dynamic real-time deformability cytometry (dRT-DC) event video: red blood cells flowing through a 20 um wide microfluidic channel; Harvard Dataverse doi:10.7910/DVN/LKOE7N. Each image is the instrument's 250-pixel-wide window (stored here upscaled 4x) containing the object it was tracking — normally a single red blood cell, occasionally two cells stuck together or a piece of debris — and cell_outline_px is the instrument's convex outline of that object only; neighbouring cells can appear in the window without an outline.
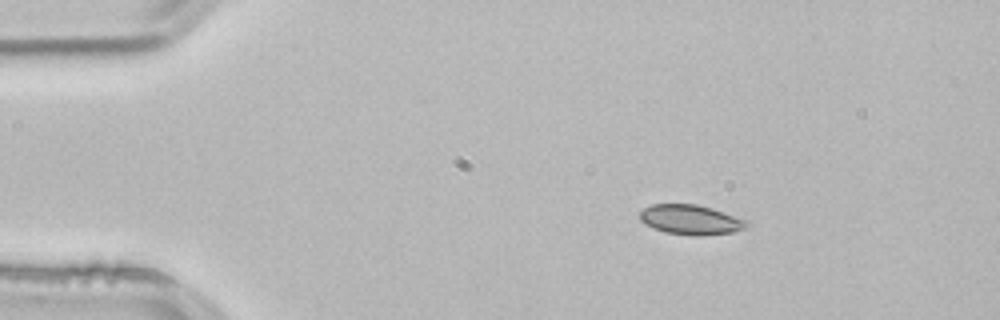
{"species": "common noctule bat (a hibernating species)", "species_latin": "Nyctalus noctula", "temperature_condition": "room temperature", "stored_images_in_passage": 45, "camera_frame_rate_fps": 3000, "um_per_image_px": 0.085, "animal": {"sex": "male", "body_mass_g": 21.5, "forearm_length_mm": 52.0}, "frame": {"image": 1, "passage_image": 1, "time_ms": 0.0, "image_size_px": [1000, 320], "cell_outline_px": [[748, 224], [744, 228], [732, 232], [700, 236], [696, 236], [664, 232], [652, 228], [644, 224], [640, 220], [640, 212], [644, 208], [652, 204], [696, 204], [712, 208], [748, 220]], "centroid_in_image_um": [58.69, 18.67], "position_along_channel_um": 26.3, "area_um2": 18.61}}
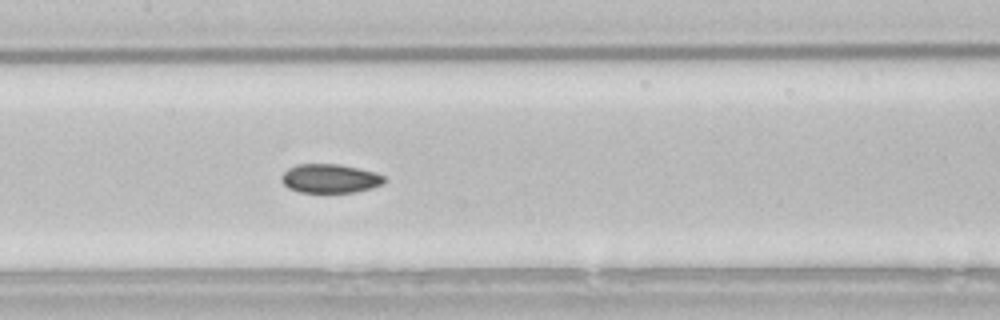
{"frame": {"image": 2, "passage_image": 18, "time_ms": 5.667, "image_size_px": [1000, 320], "cell_outline_px": [[388, 180], [372, 188], [356, 192], [300, 192], [288, 188], [280, 180], [280, 176], [288, 168], [296, 164], [340, 164], [376, 172], [384, 176]], "centroid_in_image_um": [28.04, 15.16], "position_along_channel_um": 179.4, "area_um2": 17.46}}
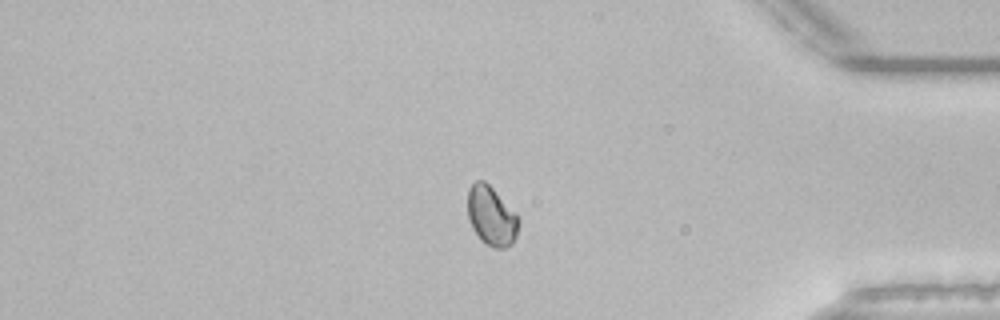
{"frame": {"image": 3, "passage_image": 37, "time_ms": 12.0, "image_size_px": [1000, 320], "cell_outline_px": [[520, 220], [516, 236], [512, 244], [504, 248], [492, 248], [480, 240], [472, 228], [468, 216], [468, 188], [476, 180], [484, 180], [516, 212]], "centroid_in_image_um": [41.77, 18.37], "position_along_channel_um": 393.4, "area_um2": 17.74}, "authors_computed_cell_mechanics": {"area_um2": 17.8602, "velocity_mm_per_s": 3.8349, "shape_relaxation_time_tau1_ms": 7.1077, "shape_relaxation_time_tau2_ms": null, "deformation_change_tau1": 0.0643, "deformation_change_tau2": null}}